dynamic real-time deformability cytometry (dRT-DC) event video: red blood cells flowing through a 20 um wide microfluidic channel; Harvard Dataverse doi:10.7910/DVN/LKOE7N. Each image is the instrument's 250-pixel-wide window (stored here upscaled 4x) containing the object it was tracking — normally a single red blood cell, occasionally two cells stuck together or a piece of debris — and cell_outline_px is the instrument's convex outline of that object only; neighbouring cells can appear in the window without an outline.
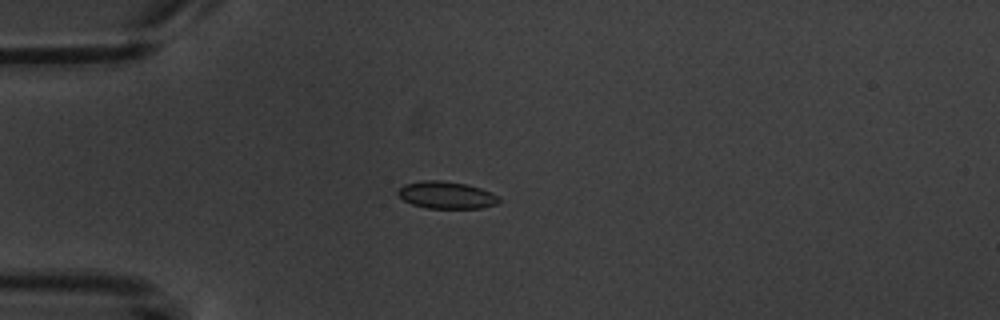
{"species": "common noctule bat (a hibernating species)", "species_latin": "Nyctalus noctula", "temperature_condition": "warm", "stored_images_in_passage": 3, "camera_frame_rate_fps": 3000, "um_per_image_px": 0.085, "animal": {"sex": "male", "body_mass_g": 20.1, "forearm_length_mm": 53.5}, "frame": {"image": 1, "passage_image": 3, "time_ms": 3.333, "image_size_px": [1000, 320], "cell_outline_px": [[500, 200], [496, 204], [480, 208], [428, 208], [412, 204], [404, 200], [396, 192], [404, 184], [424, 180], [440, 180], [468, 184], [492, 192], [500, 196]], "centroid_in_image_um": [37.97, 16.57], "position_along_channel_um": 47.0, "area_um2": 16.01}}